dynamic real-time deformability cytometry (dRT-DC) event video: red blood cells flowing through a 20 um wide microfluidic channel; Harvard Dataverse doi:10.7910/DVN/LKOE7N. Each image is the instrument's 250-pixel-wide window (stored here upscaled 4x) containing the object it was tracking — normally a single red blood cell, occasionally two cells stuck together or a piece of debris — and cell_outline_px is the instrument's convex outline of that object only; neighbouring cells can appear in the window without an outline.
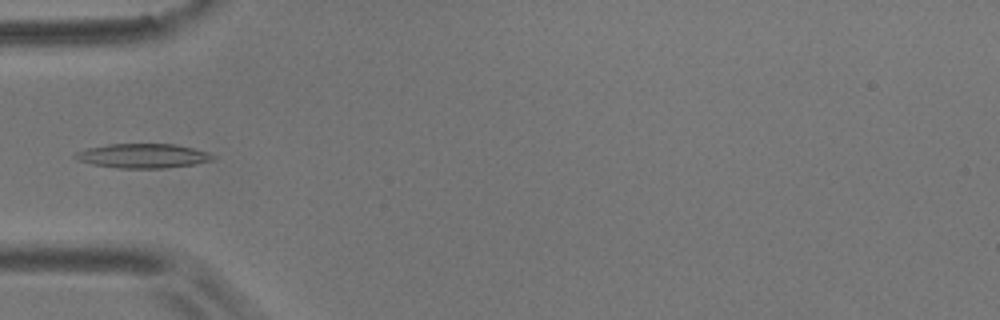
{"species": "common noctule bat (a hibernating species)", "species_latin": "Nyctalus noctula", "temperature_condition": "room temperature", "stored_images_in_passage": 8, "camera_frame_rate_fps": 3000, "um_per_image_px": 0.085, "animal": {"sex": "male", "body_mass_g": 17.9}, "frame": {"image": 1, "passage_image": 3, "time_ms": 3.333, "image_size_px": [1000, 320], "cell_outline_px": [[216, 156], [212, 160], [196, 164], [164, 168], [116, 168], [92, 164], [76, 160], [72, 156], [76, 152], [88, 148], [108, 144], [176, 144], [208, 152]], "centroid_in_image_um": [12.13, 13.25], "position_along_channel_um": 72.9, "area_um2": 19.59}}
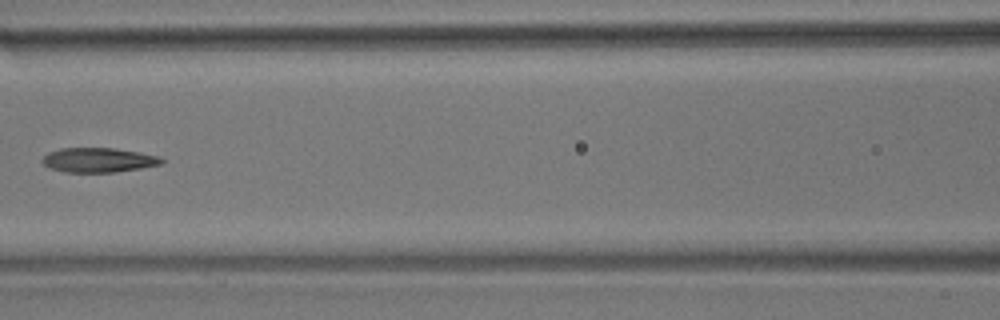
{"frame": {"image": 2, "passage_image": 5, "time_ms": 5.667, "image_size_px": [1000, 320], "cell_outline_px": [[164, 160], [160, 164], [140, 168], [116, 172], [64, 172], [48, 168], [40, 160], [48, 152], [60, 148], [116, 148], [140, 152], [160, 156]], "centroid_in_image_um": [8.34, 13.6], "position_along_channel_um": 158.3, "area_um2": 17.17}}
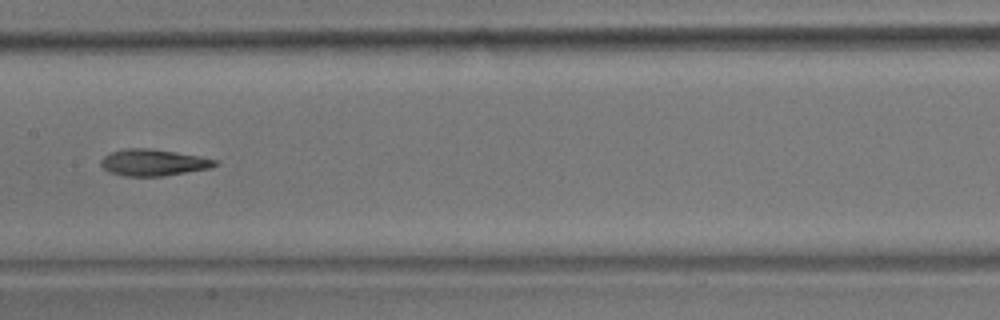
{"frame": {"image": 3, "passage_image": 6, "time_ms": 6.667, "image_size_px": [1000, 320], "cell_outline_px": [[220, 164], [212, 168], [164, 176], [124, 176], [108, 172], [100, 164], [100, 160], [104, 156], [112, 152], [124, 148], [148, 148], [176, 152], [200, 156], [216, 160]], "centroid_in_image_um": [13.05, 13.82], "position_along_channel_um": 194.4, "area_um2": 17.8}}